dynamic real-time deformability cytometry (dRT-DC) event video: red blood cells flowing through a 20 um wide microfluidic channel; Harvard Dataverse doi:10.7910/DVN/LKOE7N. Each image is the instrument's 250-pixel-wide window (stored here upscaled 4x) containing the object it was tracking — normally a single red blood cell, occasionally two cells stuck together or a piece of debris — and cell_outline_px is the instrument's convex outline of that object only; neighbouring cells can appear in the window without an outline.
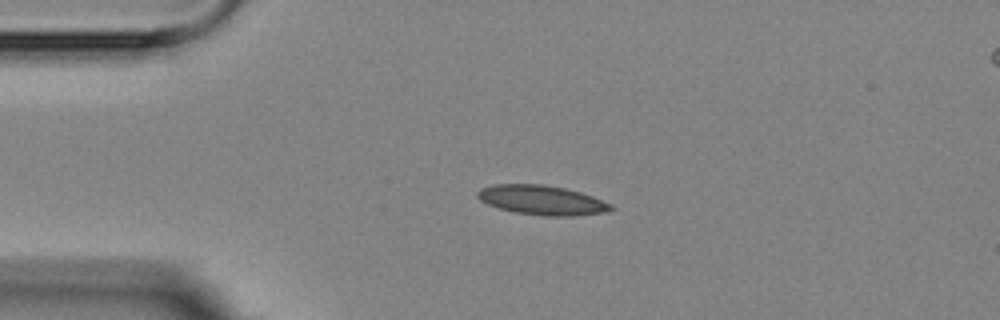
{"species": "Egyptian fruit bat (a non-hibernating species)", "species_latin": "Rousettus aegyptiacus", "temperature_condition": "room temperature", "stored_images_in_passage": 2, "camera_frame_rate_fps": 3000, "um_per_image_px": 0.085, "animal": {"sex": "female"}, "frame": {"image": 1, "passage_image": 1, "time_ms": 0.0, "image_size_px": [1000, 320], "cell_outline_px": [[616, 208], [604, 212], [572, 216], [544, 216], [516, 212], [500, 208], [488, 204], [480, 200], [476, 196], [476, 192], [480, 188], [492, 184], [544, 184], [564, 188], [580, 192], [592, 196], [612, 204]], "centroid_in_image_um": [46.05, 17.0], "position_along_channel_um": 39.0, "area_um2": 22.95}}